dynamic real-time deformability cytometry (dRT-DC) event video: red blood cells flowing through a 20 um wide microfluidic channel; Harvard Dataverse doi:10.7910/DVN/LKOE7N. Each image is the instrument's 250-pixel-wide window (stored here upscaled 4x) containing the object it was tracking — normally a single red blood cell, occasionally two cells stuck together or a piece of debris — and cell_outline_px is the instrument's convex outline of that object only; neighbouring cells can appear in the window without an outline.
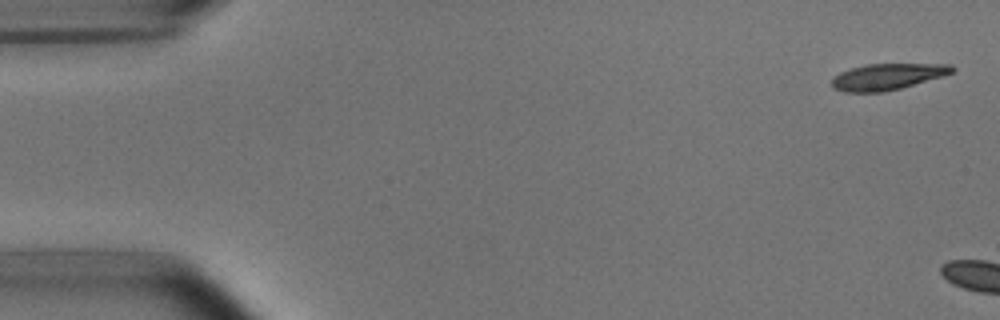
{"species": "common noctule bat (a hibernating species)", "species_latin": "Nyctalus noctula", "temperature_condition": "room temperature", "stored_images_in_passage": 4, "camera_frame_rate_fps": 3000, "um_per_image_px": 0.085, "animal": {"sex": "male", "body_mass_g": 15.6}, "frame": {"image": 1, "passage_image": 1, "time_ms": 0.0, "image_size_px": [1000, 320], "cell_outline_px": [[956, 68], [952, 72], [944, 76], [900, 88], [884, 92], [844, 92], [832, 88], [832, 80], [840, 72], [852, 68], [868, 64], [952, 64]], "centroid_in_image_um": [75.45, 6.52], "position_along_channel_um": 9.6, "area_um2": 18.32}}